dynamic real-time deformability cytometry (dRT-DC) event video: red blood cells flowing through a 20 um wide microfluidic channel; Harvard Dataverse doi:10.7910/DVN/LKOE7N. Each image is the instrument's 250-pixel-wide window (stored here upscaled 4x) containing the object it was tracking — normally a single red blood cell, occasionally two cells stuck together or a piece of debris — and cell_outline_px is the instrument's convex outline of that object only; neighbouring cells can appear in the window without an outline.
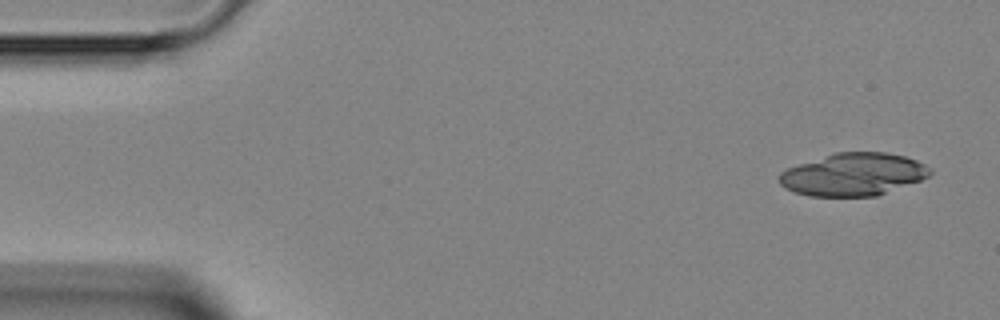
{"species": "Egyptian fruit bat (a non-hibernating species)", "species_latin": "Rousettus aegyptiacus", "temperature_condition": "room temperature", "stored_images_in_passage": 4, "camera_frame_rate_fps": 3000, "um_per_image_px": 0.085, "animal": {"sex": "female"}, "frame": {"image": 1, "passage_image": 1, "time_ms": 0.0, "image_size_px": [1000, 320], "cell_outline_px": [[932, 172], [928, 176], [920, 180], [876, 196], [808, 196], [784, 188], [780, 184], [780, 172], [788, 168], [836, 152], [884, 152], [904, 156], [916, 160], [924, 164]], "centroid_in_image_um": [72.52, 14.83], "position_along_channel_um": 12.5, "area_um2": 36.99}}
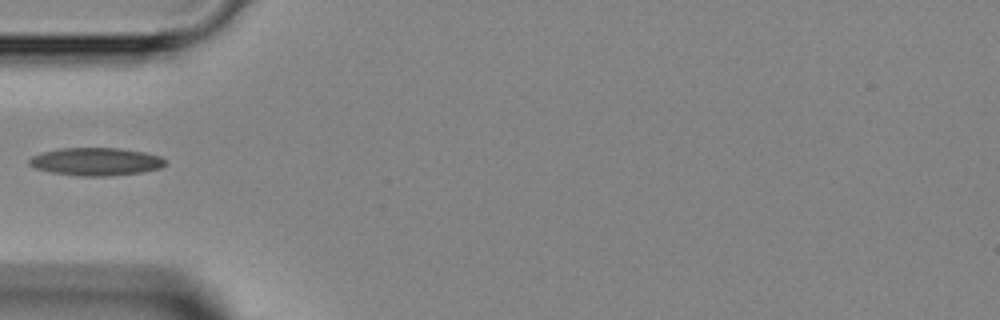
{"frame": {"image": 2, "passage_image": 4, "time_ms": 4.333, "image_size_px": [1000, 320], "cell_outline_px": [[168, 164], [160, 168], [140, 172], [108, 176], [80, 176], [52, 172], [36, 168], [28, 164], [28, 160], [32, 156], [40, 152], [60, 148], [120, 148], [144, 152], [160, 156], [168, 160]], "centroid_in_image_um": [8.17, 13.73], "position_along_channel_um": 76.8, "area_um2": 22.2}}